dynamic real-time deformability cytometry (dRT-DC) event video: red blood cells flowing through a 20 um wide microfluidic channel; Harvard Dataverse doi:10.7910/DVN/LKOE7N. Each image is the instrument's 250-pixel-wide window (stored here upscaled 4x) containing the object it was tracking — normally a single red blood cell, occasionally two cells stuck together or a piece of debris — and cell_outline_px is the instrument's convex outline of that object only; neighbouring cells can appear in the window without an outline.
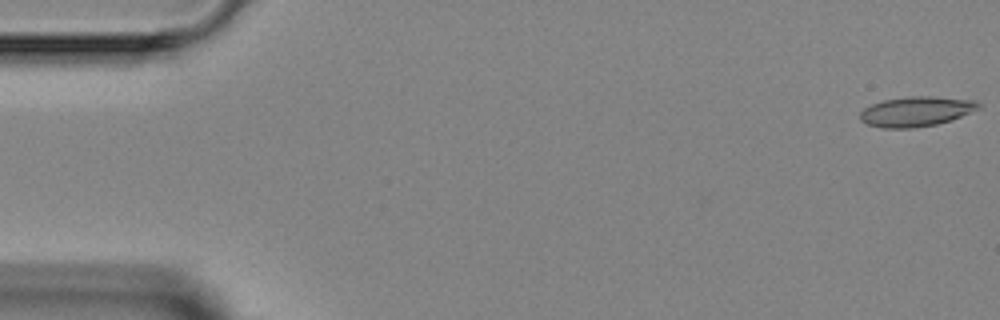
{"species": "Egyptian fruit bat (a non-hibernating species)", "species_latin": "Rousettus aegyptiacus", "temperature_condition": "room temperature", "stored_images_in_passage": 4, "camera_frame_rate_fps": 3000, "um_per_image_px": 0.085, "animal": {"sex": "female"}, "frame": {"image": 1, "passage_image": 1, "time_ms": 0.0, "image_size_px": [1000, 320], "cell_outline_px": [[980, 108], [952, 120], [936, 124], [912, 128], [884, 128], [868, 124], [860, 120], [860, 112], [864, 108], [872, 104], [884, 100], [908, 96], [932, 96], [976, 100], [980, 104]], "centroid_in_image_um": [77.89, 9.47], "position_along_channel_um": 7.1, "area_um2": 20.63}}